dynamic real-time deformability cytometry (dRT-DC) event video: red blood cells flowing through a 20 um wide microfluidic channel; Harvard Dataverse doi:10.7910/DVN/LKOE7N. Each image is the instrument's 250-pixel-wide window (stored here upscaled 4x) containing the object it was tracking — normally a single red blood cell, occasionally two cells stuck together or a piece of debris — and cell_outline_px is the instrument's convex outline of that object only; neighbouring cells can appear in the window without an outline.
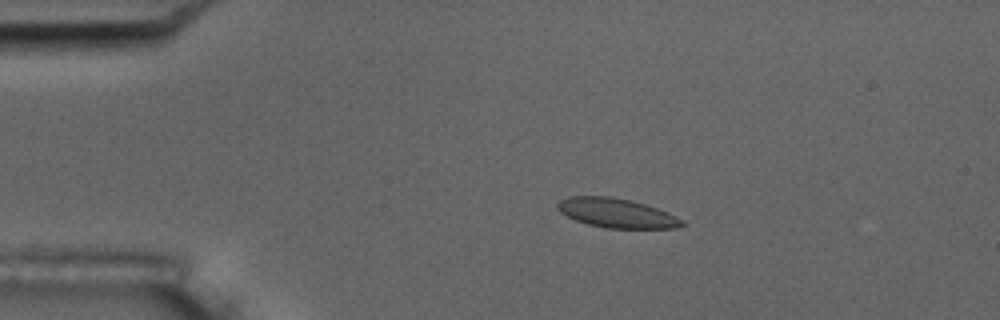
{"species": "common noctule bat (a hibernating species)", "species_latin": "Nyctalus noctula", "temperature_condition": "room temperature", "stored_images_in_passage": 6, "camera_frame_rate_fps": 3000, "um_per_image_px": 0.085, "animal": {"sex": "male", "body_mass_g": 17.5, "forearm_length_mm": 52.3}, "frame": {"image": 1, "passage_image": 2, "time_ms": 1.333, "image_size_px": [1000, 320], "cell_outline_px": [[688, 224], [676, 228], [604, 228], [588, 224], [576, 220], [560, 212], [556, 208], [556, 204], [560, 200], [568, 196], [612, 196], [632, 200], [668, 212], [684, 220]], "centroid_in_image_um": [52.42, 18.1], "position_along_channel_um": 32.6, "area_um2": 21.44}}